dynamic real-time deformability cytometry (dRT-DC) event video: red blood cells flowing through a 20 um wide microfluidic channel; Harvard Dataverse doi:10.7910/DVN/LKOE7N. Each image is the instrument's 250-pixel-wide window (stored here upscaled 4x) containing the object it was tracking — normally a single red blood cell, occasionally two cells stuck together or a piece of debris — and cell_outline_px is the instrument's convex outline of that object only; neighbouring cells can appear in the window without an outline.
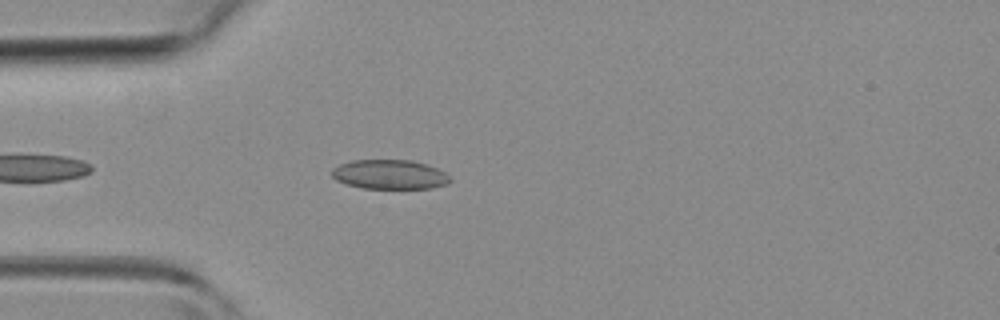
{"species": "common noctule bat (a hibernating species)", "species_latin": "Nyctalus noctula", "temperature_condition": "room temperature", "stored_images_in_passage": 10, "camera_frame_rate_fps": 3000, "um_per_image_px": 0.085, "animal": {"sex": "female", "body_mass_g": 19.3, "forearm_length_mm": 54.1}, "frame": {"image": 1, "passage_image": 4, "time_ms": 1.0, "image_size_px": [1000, 320], "cell_outline_px": [[452, 180], [448, 184], [432, 188], [364, 188], [348, 184], [336, 180], [332, 176], [332, 168], [340, 164], [352, 160], [412, 160], [436, 168], [444, 172]], "centroid_in_image_um": [33.12, 14.83], "position_along_channel_um": 51.9, "area_um2": 20.11}}
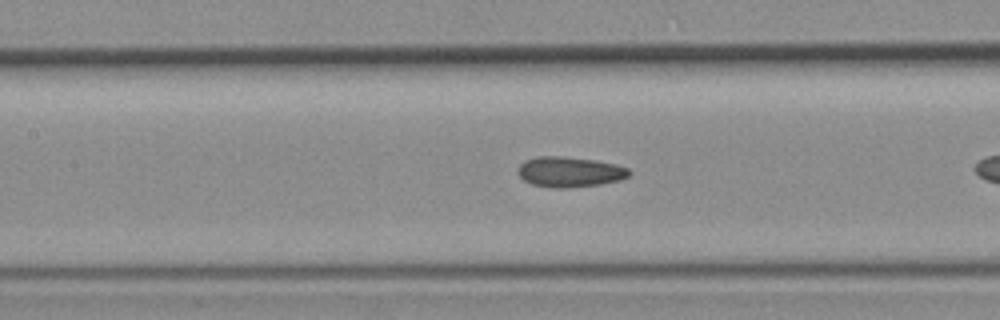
{"frame": {"image": 2, "passage_image": 9, "time_ms": 2.667, "image_size_px": [1000, 320], "cell_outline_px": [[632, 172], [628, 176], [620, 180], [600, 184], [568, 188], [556, 188], [532, 184], [524, 180], [516, 172], [520, 164], [524, 160], [536, 156], [560, 156], [596, 160], [616, 164], [628, 168]], "centroid_in_image_um": [48.41, 14.6], "position_along_channel_um": 159.0, "area_um2": 19.77}}